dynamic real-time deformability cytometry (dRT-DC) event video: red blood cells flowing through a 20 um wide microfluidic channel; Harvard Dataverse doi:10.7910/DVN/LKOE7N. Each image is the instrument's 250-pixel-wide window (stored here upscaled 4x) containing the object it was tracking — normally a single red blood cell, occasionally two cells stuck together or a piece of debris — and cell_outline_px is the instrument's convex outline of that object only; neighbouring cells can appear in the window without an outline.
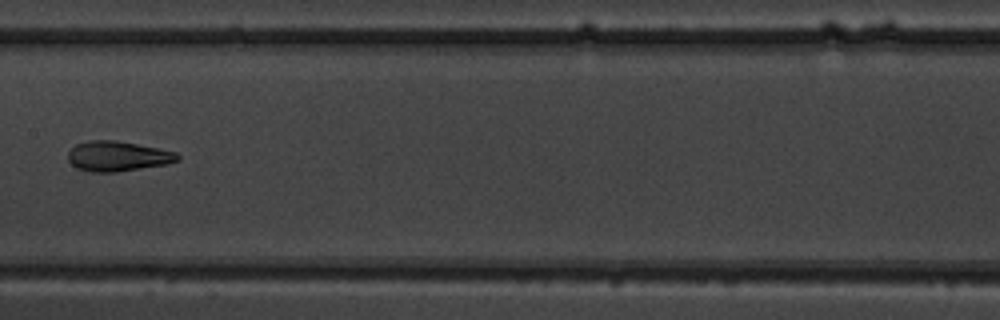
{"species": "common noctule bat (a hibernating species)", "species_latin": "Nyctalus noctula", "temperature_condition": "warm", "stored_images_in_passage": 7, "camera_frame_rate_fps": 3000, "um_per_image_px": 0.085, "animal": {"sex": "male", "body_mass_g": 19.5, "forearm_length_mm": 54.6}, "frame": {"image": 1, "passage_image": 6, "time_ms": 6.0, "image_size_px": [1000, 320], "cell_outline_px": [[180, 160], [168, 164], [116, 172], [88, 172], [76, 168], [68, 160], [68, 152], [76, 144], [88, 140], [116, 140], [160, 148], [176, 152], [180, 156]], "centroid_in_image_um": [10.01, 13.28], "position_along_channel_um": 197.4, "area_um2": 19.42}}
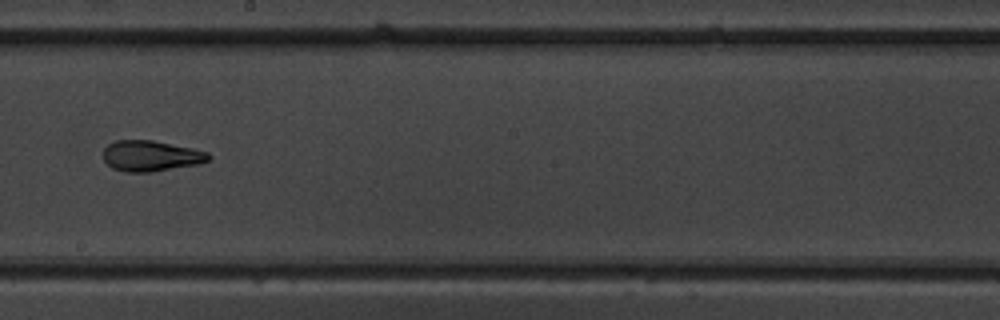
{"frame": {"image": 2, "passage_image": 7, "time_ms": 7.0, "image_size_px": [1000, 320], "cell_outline_px": [[212, 156], [208, 160], [200, 164], [152, 172], [128, 172], [112, 168], [104, 160], [104, 148], [108, 144], [116, 140], [152, 140], [192, 148], [208, 152]], "centroid_in_image_um": [12.84, 13.25], "position_along_channel_um": 235.4, "area_um2": 18.9}}